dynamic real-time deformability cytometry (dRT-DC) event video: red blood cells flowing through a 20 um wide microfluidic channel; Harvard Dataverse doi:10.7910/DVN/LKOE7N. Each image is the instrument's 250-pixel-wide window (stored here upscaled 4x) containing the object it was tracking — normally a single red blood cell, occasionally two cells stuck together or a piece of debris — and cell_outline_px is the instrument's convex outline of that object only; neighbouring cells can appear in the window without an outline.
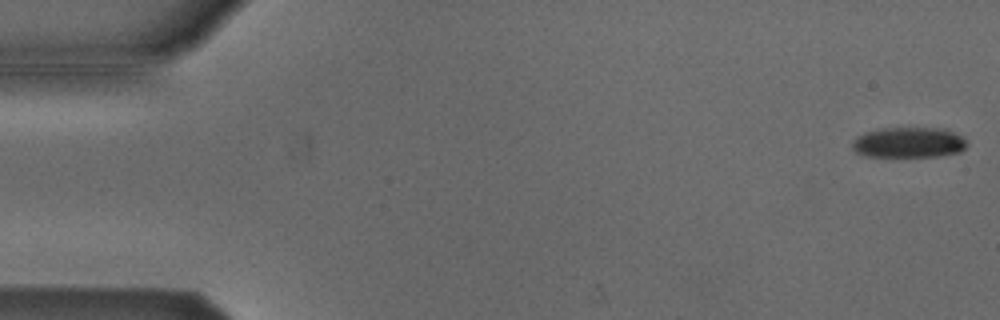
{"species": "Egyptian fruit bat (a non-hibernating species)", "species_latin": "Rousettus aegyptiacus", "temperature_condition": "cold", "stored_images_in_passage": 53, "camera_frame_rate_fps": 3000, "um_per_image_px": 0.085, "animal": {"sex": "male"}, "frame": {"image": 1, "passage_image": 1, "time_ms": 0.0, "image_size_px": [1000, 320], "cell_outline_px": [[968, 144], [960, 152], [940, 156], [864, 156], [856, 152], [852, 148], [852, 144], [860, 136], [868, 132], [884, 128], [944, 128], [960, 136]], "centroid_in_image_um": [77.27, 12.12], "position_along_channel_um": 7.7, "area_um2": 20.0}}
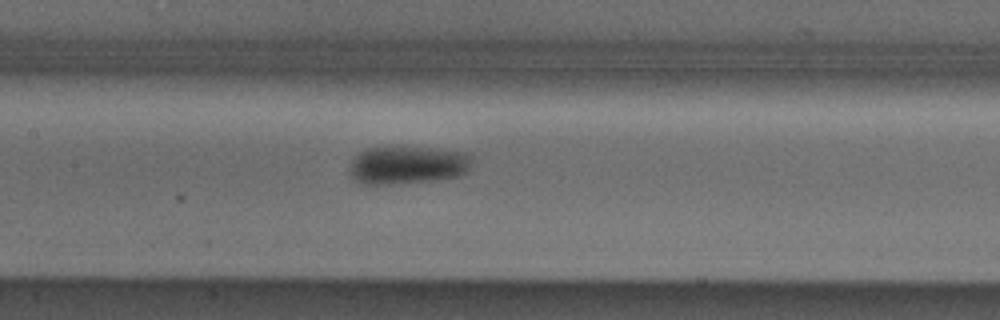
{"frame": {"image": 2, "passage_image": 25, "time_ms": 8.0, "image_size_px": [1000, 320], "cell_outline_px": [[472, 160], [468, 168], [460, 176], [432, 180], [388, 184], [360, 184], [348, 172], [348, 168], [352, 160], [360, 152], [368, 148], [392, 144], [400, 144], [436, 148], [464, 152], [472, 156]], "centroid_in_image_um": [34.6, 13.97], "position_along_channel_um": 172.8, "area_um2": 27.92}}
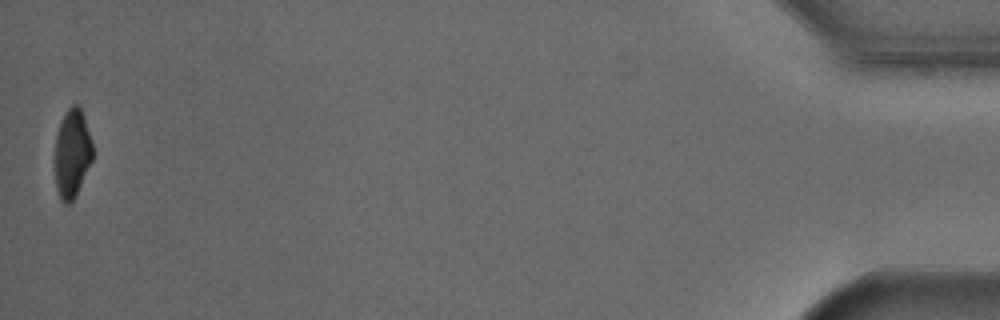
{"frame": {"image": 3, "passage_image": 53, "time_ms": 17.333, "image_size_px": [1000, 320], "cell_outline_px": [[92, 160], [76, 196], [68, 204], [64, 204], [60, 200], [56, 188], [56, 136], [60, 120], [64, 112], [72, 104], [80, 104], [84, 116], [92, 144]], "centroid_in_image_um": [6.13, 13.01], "position_along_channel_um": 429.1, "area_um2": 19.48}, "authors_computed_cell_mechanics": {"area_um2": 23.9292, "velocity_mm_per_s": 3.8213, "shape_relaxation_time_tau1_ms": 2.7728, "shape_relaxation_time_tau2_ms": null, "deformation_change_tau1": 0.0936, "deformation_change_tau2": null}}